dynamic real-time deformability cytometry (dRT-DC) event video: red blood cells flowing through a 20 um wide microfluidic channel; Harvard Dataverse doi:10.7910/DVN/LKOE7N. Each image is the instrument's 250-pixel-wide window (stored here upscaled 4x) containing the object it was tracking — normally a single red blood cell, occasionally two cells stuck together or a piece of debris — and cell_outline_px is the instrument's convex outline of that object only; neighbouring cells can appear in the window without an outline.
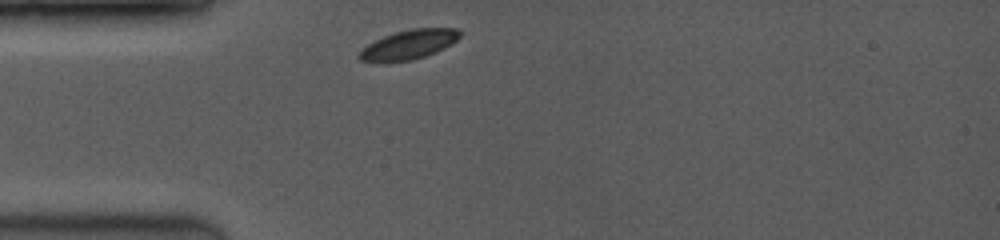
{"species": "common noctule bat (a hibernating species)", "species_latin": "Nyctalus noctula", "temperature_condition": "room temperature", "stored_images_in_passage": 20, "camera_frame_rate_fps": 3500, "um_per_image_px": 0.085, "animal": {"sex": "female", "body_mass_g": 19.0, "forearm_length_mm": 53.3}, "frame": {"image": 1, "passage_image": 1, "time_ms": 0.0, "image_size_px": [1000, 240], "cell_outline_px": [[464, 32], [456, 40], [444, 48], [436, 52], [412, 60], [360, 60], [356, 56], [368, 44], [384, 36], [396, 32], [412, 28], [456, 28]], "centroid_in_image_um": [34.82, 3.75], "position_along_channel_um": 50.2, "area_um2": 16.7}}
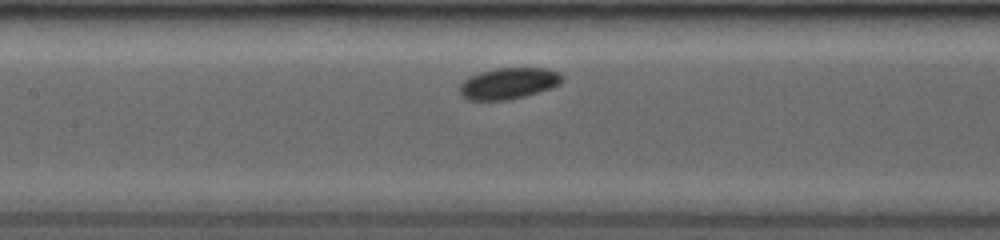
{"frame": {"image": 2, "passage_image": 6, "time_ms": 3.143, "image_size_px": [1000, 240], "cell_outline_px": [[564, 80], [560, 84], [552, 88], [524, 96], [508, 100], [468, 100], [460, 96], [460, 84], [468, 76], [480, 72], [496, 68], [548, 68], [560, 72], [564, 76]], "centroid_in_image_um": [43.25, 7.08], "position_along_channel_um": 164.1, "area_um2": 18.96}}
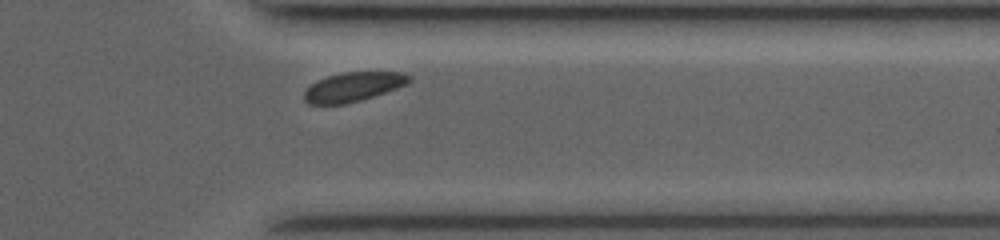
{"frame": {"image": 3, "passage_image": 18, "time_ms": 8.571, "image_size_px": [1000, 240], "cell_outline_px": [[412, 80], [408, 84], [360, 100], [344, 104], [308, 104], [304, 100], [304, 92], [312, 84], [328, 76], [344, 72], [404, 72], [412, 76]], "centroid_in_image_um": [30.06, 7.37], "position_along_channel_um": 381.3, "area_um2": 17.69}, "authors_computed_cell_mechanics": {"area_um2": 18.8428, "velocity_mm_per_s": 3.9769, "shape_relaxation_time_tau1_ms": 0.0152, "shape_relaxation_time_tau2_ms": null, "deformation_change_tau1": 0.0316, "deformation_change_tau2": null}}